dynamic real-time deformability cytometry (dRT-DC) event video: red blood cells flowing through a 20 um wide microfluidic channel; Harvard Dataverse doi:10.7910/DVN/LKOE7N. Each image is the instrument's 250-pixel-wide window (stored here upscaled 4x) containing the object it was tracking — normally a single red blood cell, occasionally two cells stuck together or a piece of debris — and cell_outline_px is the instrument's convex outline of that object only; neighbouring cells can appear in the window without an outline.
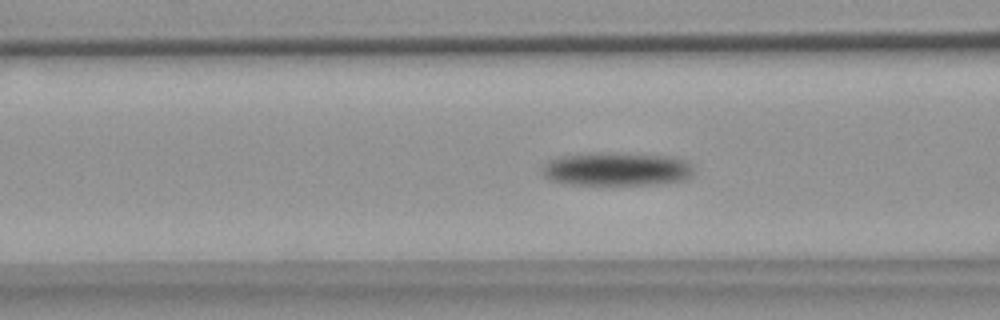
{"species": "common noctule bat (a hibernating species)", "species_latin": "Nyctalus noctula", "temperature_condition": "warm", "stored_images_in_passage": 61, "segment_of_instrument_passage": [1, 2], "camera_frame_rate_fps": 3000, "um_per_image_px": 0.085, "animal": {"sex": "female", "body_mass_g": 18.4}, "frame": {"image": 1, "passage_image": 23, "time_ms": 7.333, "image_size_px": [1000, 320], "cell_outline_px": [[692, 172], [684, 180], [648, 184], [568, 184], [552, 180], [544, 176], [544, 164], [548, 160], [560, 156], [664, 156], [684, 160], [692, 168]], "centroid_in_image_um": [52.38, 14.43], "position_along_channel_um": 114.2, "area_um2": 27.28}}
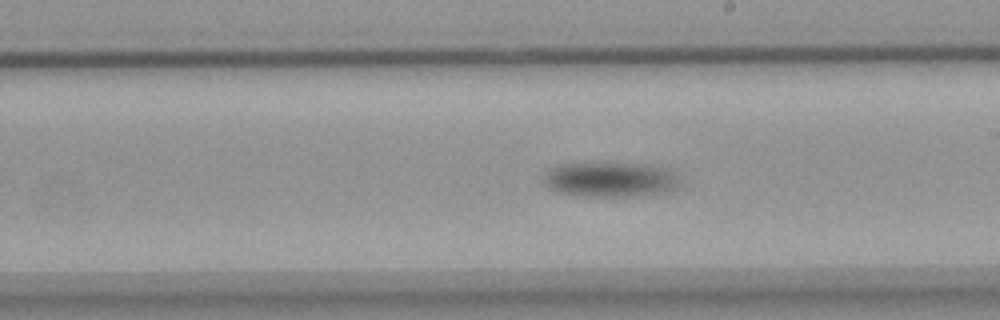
{"frame": {"image": 2, "passage_image": 34, "time_ms": 11.0, "image_size_px": [1000, 320], "cell_outline_px": [[676, 188], [660, 192], [640, 196], [580, 196], [560, 192], [552, 188], [544, 180], [548, 172], [556, 164], [640, 164], [660, 168], [668, 172], [676, 180]], "centroid_in_image_um": [51.79, 15.28], "position_along_channel_um": 237.2, "area_um2": 26.3}}
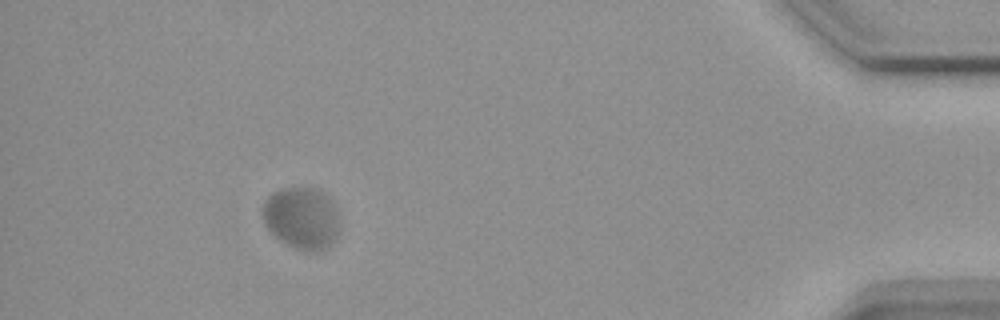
{"frame": {"image": 3, "passage_image": 55, "time_ms": 18.0, "image_size_px": [1000, 320], "cell_outline_px": [[340, 232], [328, 248], [296, 248], [280, 240], [264, 224], [264, 204], [268, 196], [272, 192], [288, 188], [308, 188], [320, 192], [332, 204], [340, 224]], "centroid_in_image_um": [25.64, 18.53], "position_along_channel_um": 409.6, "area_um2": 26.65}}